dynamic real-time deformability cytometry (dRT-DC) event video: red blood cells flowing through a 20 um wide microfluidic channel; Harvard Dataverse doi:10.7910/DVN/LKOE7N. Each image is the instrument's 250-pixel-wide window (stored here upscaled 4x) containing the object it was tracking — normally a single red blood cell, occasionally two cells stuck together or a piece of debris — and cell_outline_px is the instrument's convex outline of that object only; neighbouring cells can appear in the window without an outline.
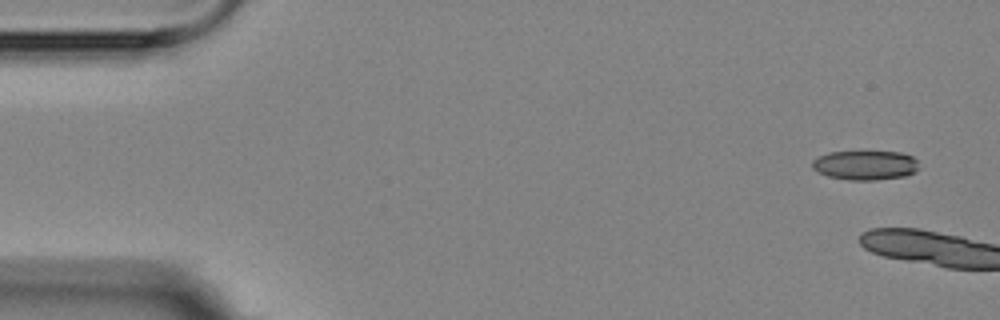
{"species": "Egyptian fruit bat (a non-hibernating species)", "species_latin": "Rousettus aegyptiacus", "temperature_condition": "room temperature", "stored_images_in_passage": 2, "camera_frame_rate_fps": 3000, "um_per_image_px": 0.085, "animal": {"sex": "female"}, "frame": {"image": 1, "passage_image": 1, "time_ms": 0.0, "image_size_px": [1000, 320], "cell_outline_px": [[916, 172], [904, 176], [876, 180], [848, 180], [828, 176], [812, 168], [812, 160], [828, 152], [860, 148], [900, 152], [912, 156], [916, 160]], "centroid_in_image_um": [73.52, 13.98], "position_along_channel_um": 11.5, "area_um2": 19.13}}